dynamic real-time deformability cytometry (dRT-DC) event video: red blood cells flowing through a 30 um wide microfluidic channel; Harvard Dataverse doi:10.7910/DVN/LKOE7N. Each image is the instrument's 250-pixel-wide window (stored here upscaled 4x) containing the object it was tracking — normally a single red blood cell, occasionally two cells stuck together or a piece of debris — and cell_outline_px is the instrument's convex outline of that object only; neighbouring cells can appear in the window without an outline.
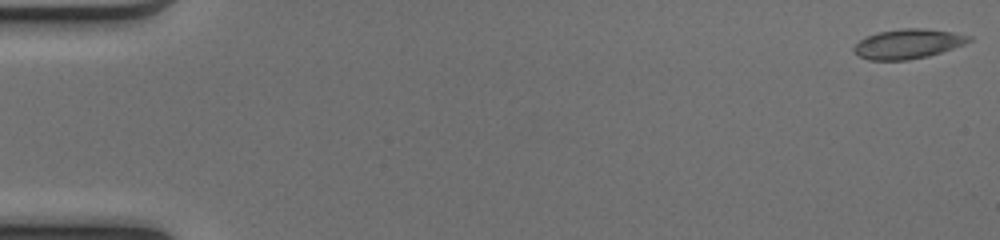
{"species": "common noctule bat (a hibernating species)", "species_latin": "Nyctalus noctula", "temperature_condition": "cold", "stored_images_in_passage": 51, "camera_frame_rate_fps": 3000, "um_per_image_px": 0.085, "animal": {"sex": "female", "body_mass_g": 17.0, "forearm_length_mm": 48.0}, "frame": {"image": 1, "passage_image": 1, "time_ms": 0.0, "image_size_px": [1000, 240], "cell_outline_px": [[972, 40], [964, 44], [928, 56], [908, 60], [868, 60], [852, 52], [852, 48], [860, 40], [868, 36], [880, 32], [900, 28], [920, 28], [952, 32], [972, 36]], "centroid_in_image_um": [77.16, 3.73], "position_along_channel_um": 7.8, "area_um2": 19.71}}
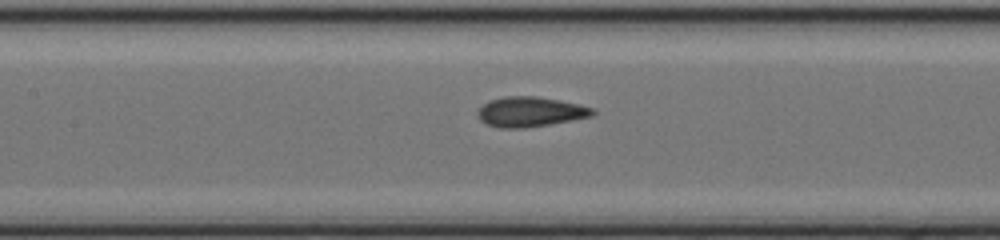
{"frame": {"image": 2, "passage_image": 24, "time_ms": 7.667, "image_size_px": [1000, 240], "cell_outline_px": [[596, 112], [592, 116], [572, 120], [524, 128], [500, 128], [488, 124], [480, 120], [476, 116], [476, 112], [488, 100], [504, 96], [536, 96], [560, 100], [592, 108]], "centroid_in_image_um": [45.02, 9.5], "position_along_channel_um": 162.4, "area_um2": 20.0}}
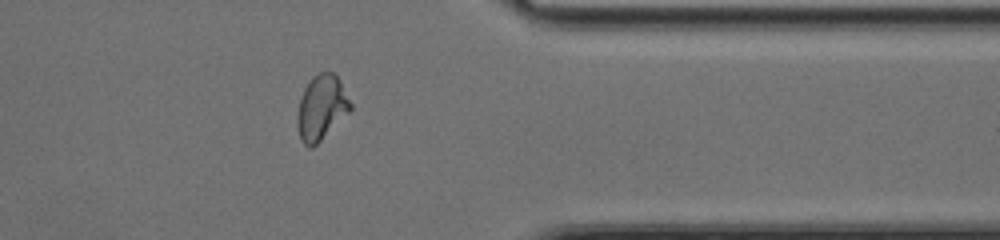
{"frame": {"image": 3, "passage_image": 41, "time_ms": 13.333, "image_size_px": [1000, 240], "cell_outline_px": [[352, 108], [312, 148], [308, 148], [300, 140], [296, 124], [296, 116], [300, 100], [304, 88], [312, 76], [320, 72], [332, 72], [336, 76], [352, 104]], "centroid_in_image_um": [27.27, 9.16], "position_along_channel_um": 384.1, "area_um2": 19.77}, "authors_computed_cell_mechanics": {"area_um2": 19.7676, "velocity_mm_per_s": 4.1218, "shape_relaxation_time_tau1_ms": 4.9737, "shape_relaxation_time_tau2_ms": 1.0433, "deformation_change_tau1": 0.1464, "deformation_change_tau2": 0.0646}}